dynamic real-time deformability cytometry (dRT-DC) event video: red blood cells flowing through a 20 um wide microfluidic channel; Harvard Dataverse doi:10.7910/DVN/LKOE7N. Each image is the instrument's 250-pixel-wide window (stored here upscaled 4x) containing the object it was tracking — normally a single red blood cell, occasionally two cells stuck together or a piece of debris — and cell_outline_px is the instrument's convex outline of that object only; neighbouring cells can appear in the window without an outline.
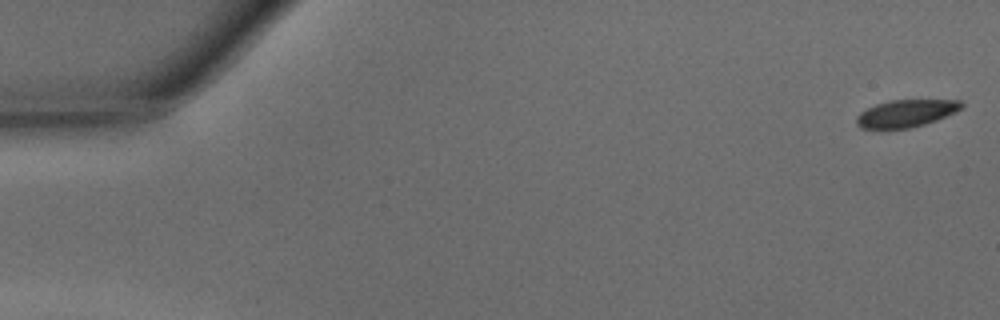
{"species": "common noctule bat (a hibernating species)", "species_latin": "Nyctalus noctula", "temperature_condition": "warm", "stored_images_in_passage": 47, "camera_frame_rate_fps": 3000, "um_per_image_px": 0.085, "animal": {"sex": "male", "body_mass_g": 15.6}, "frame": {"image": 1, "passage_image": 1, "time_ms": 0.0, "image_size_px": [1000, 320], "cell_outline_px": [[964, 108], [956, 112], [936, 120], [924, 124], [908, 128], [860, 128], [856, 124], [856, 116], [860, 112], [876, 104], [888, 100], [960, 100], [964, 104]], "centroid_in_image_um": [77.03, 9.62], "position_along_channel_um": 8.0, "area_um2": 16.7}}
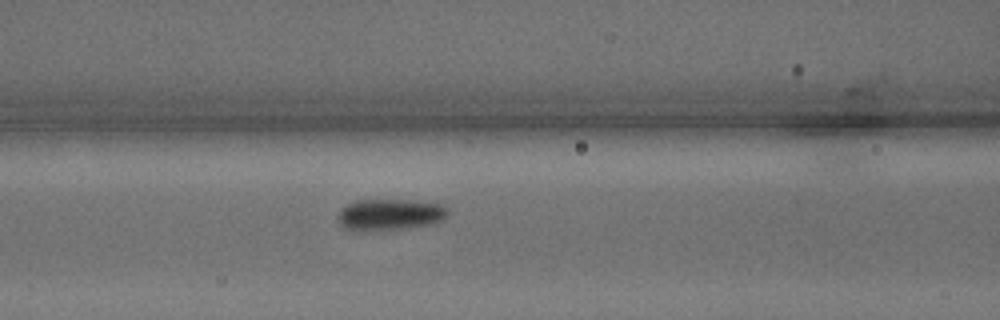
{"frame": {"image": 2, "passage_image": 20, "time_ms": 6.333, "image_size_px": [1000, 320], "cell_outline_px": [[448, 216], [432, 224], [408, 228], [368, 232], [348, 232], [340, 224], [336, 216], [340, 208], [356, 200], [408, 200], [444, 204], [448, 208]], "centroid_in_image_um": [33.08, 18.27], "position_along_channel_um": 133.5, "area_um2": 20.81}}
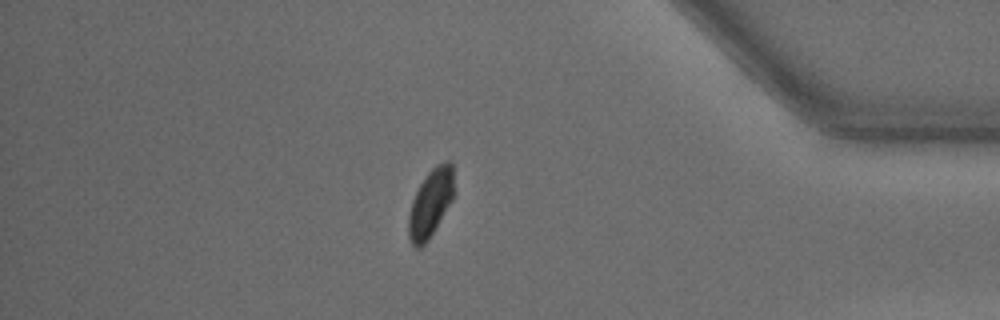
{"frame": {"image": 3, "passage_image": 41, "time_ms": 13.333, "image_size_px": [1000, 320], "cell_outline_px": [[452, 200], [428, 240], [420, 248], [416, 248], [412, 244], [408, 236], [408, 216], [412, 200], [420, 184], [428, 172], [436, 164], [448, 160], [452, 164]], "centroid_in_image_um": [36.56, 17.28], "position_along_channel_um": 398.6, "area_um2": 17.63}, "authors_computed_cell_mechanics": {"area_um2": 19.074, "velocity_mm_per_s": 4.2638, "shape_relaxation_time_tau1_ms": 3.8419, "shape_relaxation_time_tau2_ms": null, "deformation_change_tau1": 0.1242, "deformation_change_tau2": null}}